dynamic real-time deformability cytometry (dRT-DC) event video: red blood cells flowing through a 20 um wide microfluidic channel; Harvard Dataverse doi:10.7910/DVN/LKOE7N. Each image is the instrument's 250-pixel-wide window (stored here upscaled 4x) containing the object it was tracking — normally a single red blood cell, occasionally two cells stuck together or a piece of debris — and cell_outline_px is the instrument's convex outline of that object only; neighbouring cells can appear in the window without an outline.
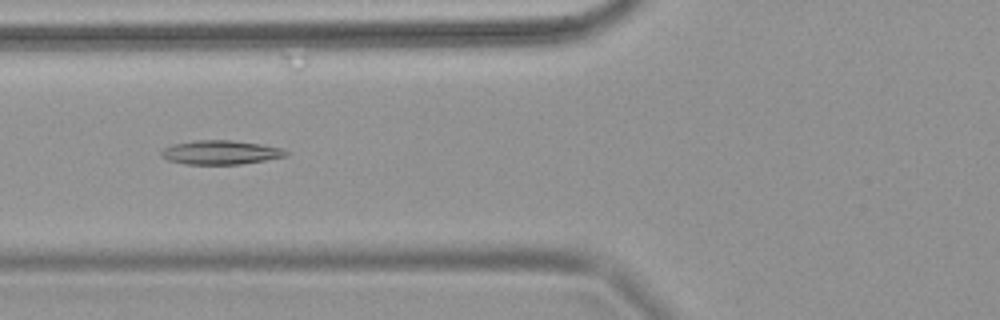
{"species": "common noctule bat (a hibernating species)", "species_latin": "Nyctalus noctula", "temperature_condition": "warm", "stored_images_in_passage": 7, "camera_frame_rate_fps": 3000, "um_per_image_px": 0.085, "animal": {"sex": "female", "body_mass_g": 18.4}, "frame": {"image": 1, "passage_image": 6, "time_ms": 1.667, "image_size_px": [1000, 320], "cell_outline_px": [[288, 156], [240, 164], [184, 164], [168, 160], [160, 156], [160, 152], [164, 148], [172, 144], [196, 140], [232, 140], [260, 144], [284, 148], [288, 152]], "centroid_in_image_um": [18.74, 12.95], "position_along_channel_um": 107.1, "area_um2": 17.51}}